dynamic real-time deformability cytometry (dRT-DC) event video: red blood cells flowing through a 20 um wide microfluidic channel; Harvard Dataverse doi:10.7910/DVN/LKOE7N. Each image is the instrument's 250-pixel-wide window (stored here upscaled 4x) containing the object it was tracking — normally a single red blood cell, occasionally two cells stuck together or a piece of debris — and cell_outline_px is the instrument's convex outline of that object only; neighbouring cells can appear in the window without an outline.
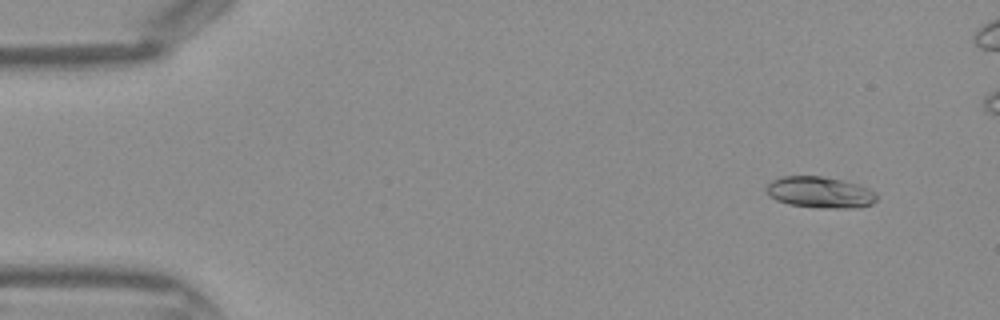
{"species": "Egyptian fruit bat (a non-hibernating species)", "species_latin": "Rousettus aegyptiacus", "temperature_condition": "warm", "stored_images_in_passage": 45, "camera_frame_rate_fps": 3000, "um_per_image_px": 0.085, "frame": {"image": 1, "passage_image": 4, "time_ms": 1.0, "image_size_px": [1000, 320], "cell_outline_px": [[880, 196], [872, 204], [856, 208], [820, 208], [788, 204], [776, 200], [768, 196], [764, 188], [772, 180], [784, 176], [820, 176], [844, 180], [868, 188], [876, 192]], "centroid_in_image_um": [69.7, 16.35], "position_along_channel_um": 15.3, "area_um2": 20.4}}
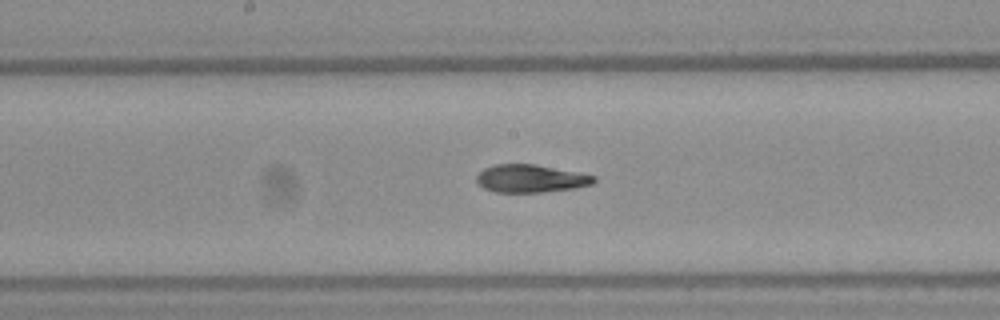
{"frame": {"image": 2, "passage_image": 23, "time_ms": 7.333, "image_size_px": [1000, 320], "cell_outline_px": [[596, 180], [592, 184], [576, 188], [540, 192], [496, 192], [484, 188], [476, 180], [476, 176], [484, 168], [496, 164], [536, 164], [596, 176]], "centroid_in_image_um": [45.11, 15.17], "position_along_channel_um": 203.1, "area_um2": 18.9}}
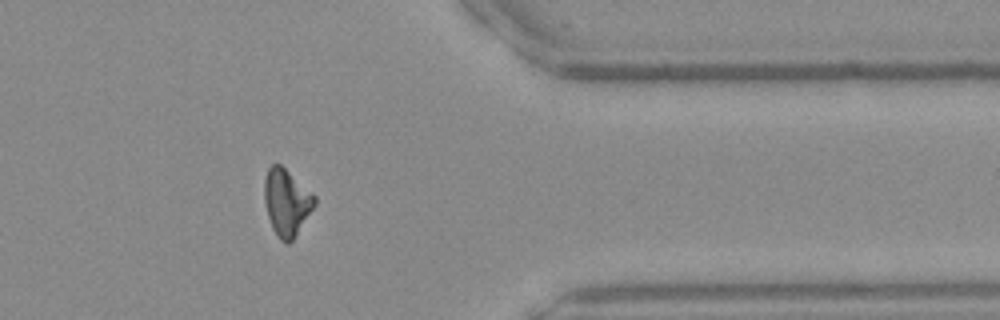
{"frame": {"image": 3, "passage_image": 36, "time_ms": 11.667, "image_size_px": [1000, 320], "cell_outline_px": [[316, 204], [292, 240], [288, 244], [280, 240], [276, 236], [272, 228], [268, 216], [264, 200], [264, 180], [268, 168], [272, 164], [280, 164], [316, 196]], "centroid_in_image_um": [24.35, 17.2], "position_along_channel_um": 387.1, "area_um2": 19.36}}